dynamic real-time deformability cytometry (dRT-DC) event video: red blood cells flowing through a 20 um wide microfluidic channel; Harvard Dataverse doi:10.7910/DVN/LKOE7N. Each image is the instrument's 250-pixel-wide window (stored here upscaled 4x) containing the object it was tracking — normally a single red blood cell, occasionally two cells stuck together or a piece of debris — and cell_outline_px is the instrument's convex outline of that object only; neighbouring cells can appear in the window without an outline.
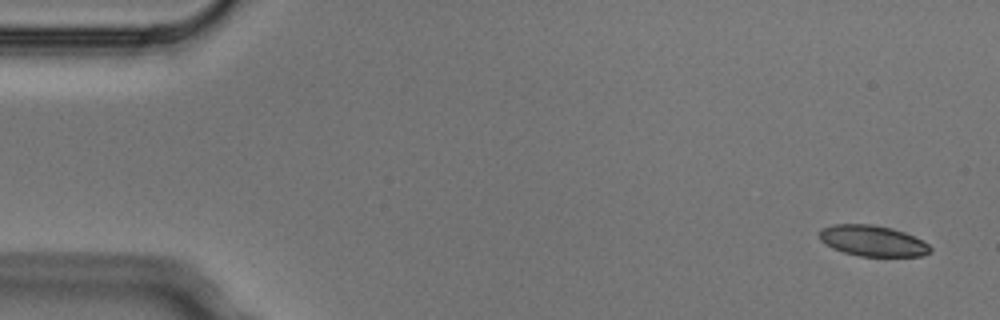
{"species": "Egyptian fruit bat (a non-hibernating species)", "species_latin": "Rousettus aegyptiacus", "temperature_condition": "cold", "stored_images_in_passage": 5, "camera_frame_rate_fps": 3000, "um_per_image_px": 0.085, "animal": {"sex": "male"}, "frame": {"image": 1, "passage_image": 1, "time_ms": 0.0, "image_size_px": [1000, 320], "cell_outline_px": [[932, 252], [924, 256], [860, 256], [844, 252], [832, 248], [820, 240], [820, 228], [832, 224], [872, 224], [892, 228], [904, 232], [928, 244], [932, 248]], "centroid_in_image_um": [74.17, 20.47], "position_along_channel_um": 10.8, "area_um2": 19.94}}